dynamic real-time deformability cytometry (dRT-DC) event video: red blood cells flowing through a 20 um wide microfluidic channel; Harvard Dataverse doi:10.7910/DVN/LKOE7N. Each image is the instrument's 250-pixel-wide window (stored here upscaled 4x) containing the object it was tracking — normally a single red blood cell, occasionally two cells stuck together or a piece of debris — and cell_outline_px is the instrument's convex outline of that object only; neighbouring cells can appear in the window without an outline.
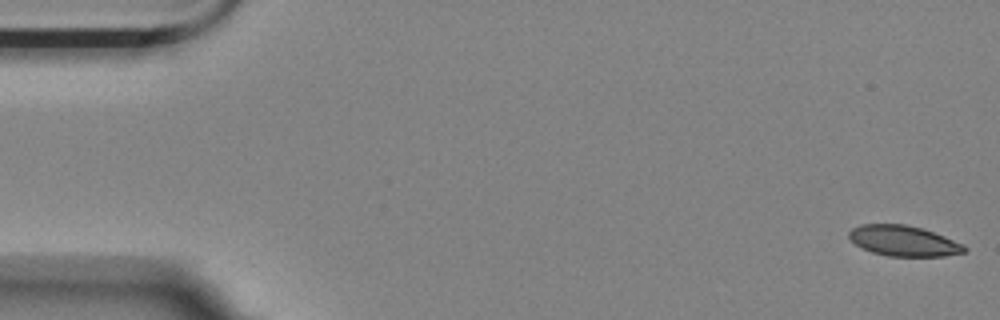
{"species": "Egyptian fruit bat (a non-hibernating species)", "species_latin": "Rousettus aegyptiacus", "temperature_condition": "room temperature", "stored_images_in_passage": 3, "camera_frame_rate_fps": 3000, "um_per_image_px": 0.085, "animal": {"sex": "female"}, "frame": {"image": 1, "passage_image": 1, "time_ms": 0.0, "image_size_px": [1000, 320], "cell_outline_px": [[968, 248], [964, 252], [944, 256], [888, 256], [872, 252], [860, 248], [848, 236], [848, 232], [852, 228], [860, 224], [904, 224], [924, 228], [964, 244]], "centroid_in_image_um": [76.8, 20.47], "position_along_channel_um": 8.2, "area_um2": 20.63}}